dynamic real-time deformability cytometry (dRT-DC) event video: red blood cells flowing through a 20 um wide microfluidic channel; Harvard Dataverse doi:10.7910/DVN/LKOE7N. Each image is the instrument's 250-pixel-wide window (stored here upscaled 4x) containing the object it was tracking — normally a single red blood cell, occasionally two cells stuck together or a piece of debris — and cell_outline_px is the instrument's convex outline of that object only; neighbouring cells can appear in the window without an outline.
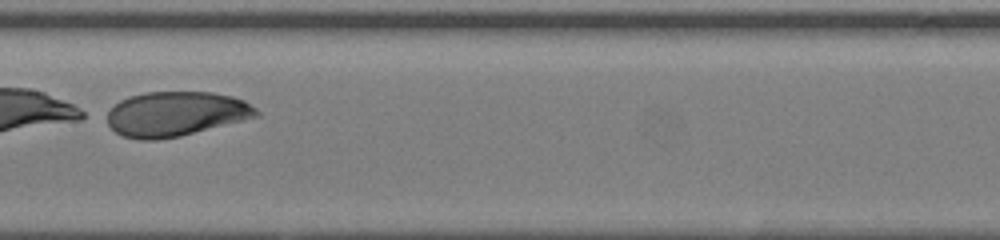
{"species": "human", "species_latin": "Homo sapiens", "temperature_condition": "room temperature", "stored_images_in_passage": 34, "camera_frame_rate_fps": 3000, "um_per_image_px": 0.085, "donor": {"sex": "female"}, "frame": {"image": 1, "passage_image": 17, "time_ms": 5.333, "image_size_px": [1000, 240], "cell_outline_px": [[260, 116], [180, 136], [156, 140], [140, 140], [120, 136], [108, 124], [108, 112], [120, 100], [128, 96], [144, 92], [212, 92], [232, 96], [244, 100], [256, 108], [260, 112]], "centroid_in_image_um": [14.95, 9.68], "position_along_channel_um": 192.4, "area_um2": 38.96}}
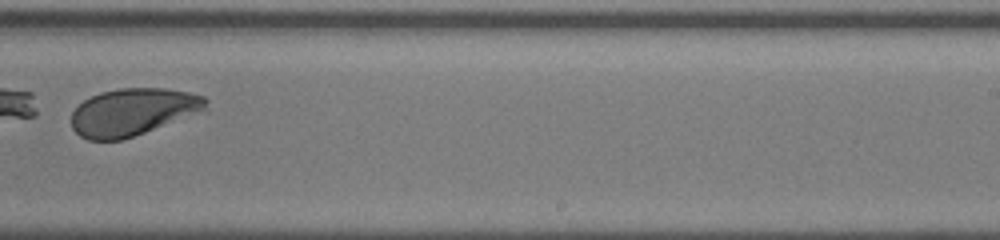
{"frame": {"image": 2, "passage_image": 23, "time_ms": 7.333, "image_size_px": [1000, 240], "cell_outline_px": [[208, 112], [120, 140], [88, 140], [80, 136], [72, 128], [72, 112], [84, 100], [100, 92], [120, 88], [164, 88], [188, 92], [204, 96], [208, 100]], "centroid_in_image_um": [11.39, 9.51], "position_along_channel_um": 277.6, "area_um2": 37.51}}